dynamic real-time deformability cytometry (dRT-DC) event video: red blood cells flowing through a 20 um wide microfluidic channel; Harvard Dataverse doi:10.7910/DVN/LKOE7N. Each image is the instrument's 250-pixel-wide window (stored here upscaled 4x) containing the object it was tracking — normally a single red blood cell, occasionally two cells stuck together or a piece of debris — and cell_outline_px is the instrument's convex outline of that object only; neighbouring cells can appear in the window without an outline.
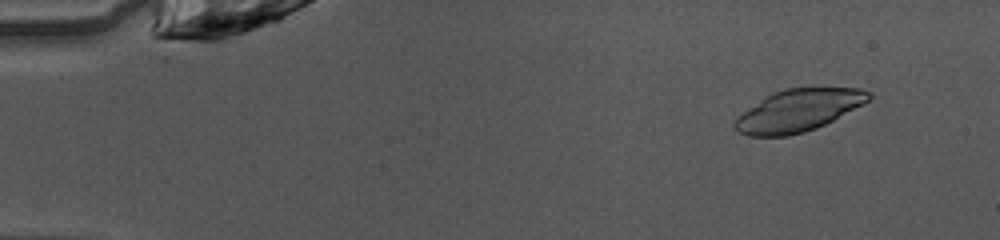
{"species": "common noctule bat (a hibernating species)", "species_latin": "Nyctalus noctula", "temperature_condition": "warm", "stored_images_in_passage": 49, "camera_frame_rate_fps": 3000, "um_per_image_px": 0.085, "animal": {"sex": "female", "body_mass_g": 10.0, "forearm_length_mm": 53.1}, "frame": {"image": 1, "passage_image": 5, "time_ms": 1.333, "image_size_px": [1000, 240], "cell_outline_px": [[872, 96], [864, 104], [816, 128], [804, 132], [788, 136], [748, 136], [740, 132], [732, 124], [744, 112], [772, 92], [784, 88], [860, 88], [872, 92]], "centroid_in_image_um": [67.89, 9.38], "position_along_channel_um": 17.1, "area_um2": 32.43}}